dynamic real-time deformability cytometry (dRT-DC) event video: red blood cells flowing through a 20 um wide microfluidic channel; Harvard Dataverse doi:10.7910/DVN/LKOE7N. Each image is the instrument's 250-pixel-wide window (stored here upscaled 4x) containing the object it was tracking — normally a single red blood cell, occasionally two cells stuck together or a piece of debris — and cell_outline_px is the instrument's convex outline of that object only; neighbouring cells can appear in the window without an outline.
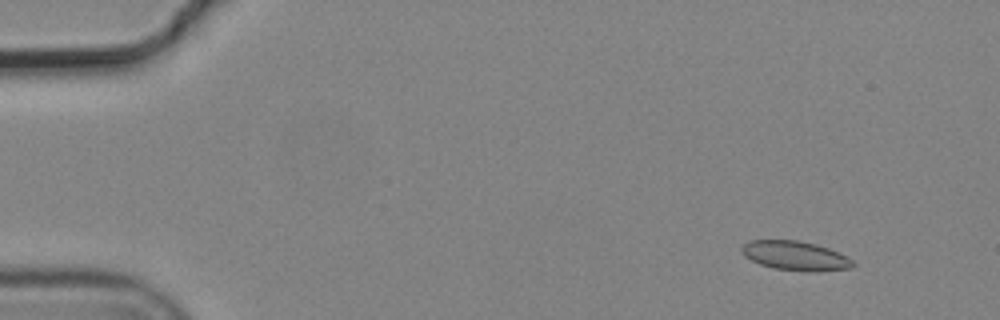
{"species": "common noctule bat (a hibernating species)", "species_latin": "Nyctalus noctula", "temperature_condition": "cold", "stored_images_in_passage": 5, "camera_frame_rate_fps": 3000, "um_per_image_px": 0.085, "animal": {"sex": "male", "body_mass_g": 19.2, "forearm_length_mm": 51.8}, "frame": {"image": 1, "passage_image": 1, "time_ms": 0.0, "image_size_px": [1000, 320], "cell_outline_px": [[856, 264], [852, 268], [772, 268], [760, 264], [744, 256], [740, 252], [740, 248], [744, 244], [752, 240], [800, 240], [816, 244], [828, 248], [852, 260]], "centroid_in_image_um": [67.48, 21.66], "position_along_channel_um": 17.5, "area_um2": 17.8}}
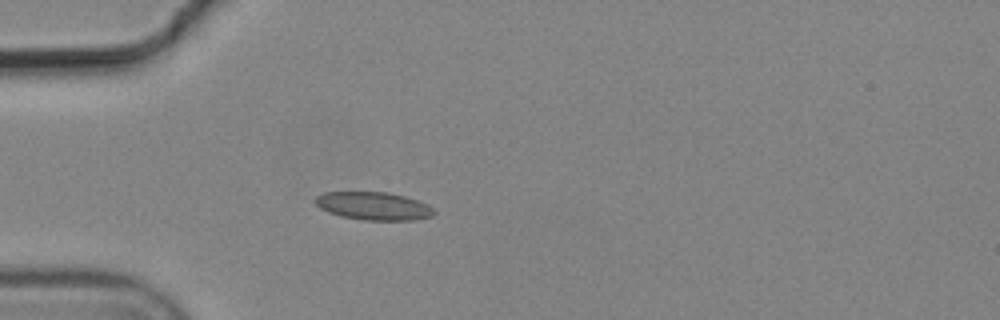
{"frame": {"image": 2, "passage_image": 4, "time_ms": 1.0, "image_size_px": [1000, 320], "cell_outline_px": [[436, 212], [432, 216], [412, 220], [364, 220], [340, 216], [328, 212], [320, 208], [316, 204], [316, 196], [324, 192], [388, 192], [404, 196], [416, 200], [432, 208]], "centroid_in_image_um": [31.72, 17.51], "position_along_channel_um": 53.3, "area_um2": 19.19}}